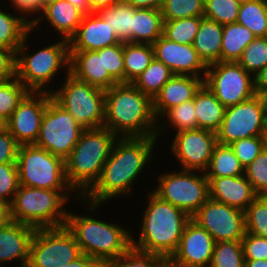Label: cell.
Instances as JSON below:
<instances>
[{
	"mask_svg": "<svg viewBox=\"0 0 267 267\" xmlns=\"http://www.w3.org/2000/svg\"><path fill=\"white\" fill-rule=\"evenodd\" d=\"M120 138L114 142L100 178L83 196L85 199L89 197L87 201L91 202V211L118 194L130 193L135 178L151 159L157 139L156 136Z\"/></svg>",
	"mask_w": 267,
	"mask_h": 267,
	"instance_id": "cell-1",
	"label": "cell"
},
{
	"mask_svg": "<svg viewBox=\"0 0 267 267\" xmlns=\"http://www.w3.org/2000/svg\"><path fill=\"white\" fill-rule=\"evenodd\" d=\"M153 111V99L132 83H118L105 90V120L103 127L116 136L158 137L159 128ZM157 128V129H156Z\"/></svg>",
	"mask_w": 267,
	"mask_h": 267,
	"instance_id": "cell-2",
	"label": "cell"
},
{
	"mask_svg": "<svg viewBox=\"0 0 267 267\" xmlns=\"http://www.w3.org/2000/svg\"><path fill=\"white\" fill-rule=\"evenodd\" d=\"M149 197L139 241L136 242L132 236V247L169 260L177 250L191 217L153 192L149 193Z\"/></svg>",
	"mask_w": 267,
	"mask_h": 267,
	"instance_id": "cell-3",
	"label": "cell"
},
{
	"mask_svg": "<svg viewBox=\"0 0 267 267\" xmlns=\"http://www.w3.org/2000/svg\"><path fill=\"white\" fill-rule=\"evenodd\" d=\"M108 128L84 129L70 155L65 159L66 180L71 189L85 195L100 178L115 139Z\"/></svg>",
	"mask_w": 267,
	"mask_h": 267,
	"instance_id": "cell-4",
	"label": "cell"
},
{
	"mask_svg": "<svg viewBox=\"0 0 267 267\" xmlns=\"http://www.w3.org/2000/svg\"><path fill=\"white\" fill-rule=\"evenodd\" d=\"M66 227L73 233L82 254L97 261L117 260L132 247L130 232L91 217L68 213Z\"/></svg>",
	"mask_w": 267,
	"mask_h": 267,
	"instance_id": "cell-5",
	"label": "cell"
},
{
	"mask_svg": "<svg viewBox=\"0 0 267 267\" xmlns=\"http://www.w3.org/2000/svg\"><path fill=\"white\" fill-rule=\"evenodd\" d=\"M63 190L73 189L48 190L19 185L11 203L12 221L35 229L65 226L68 212L61 208L68 197Z\"/></svg>",
	"mask_w": 267,
	"mask_h": 267,
	"instance_id": "cell-6",
	"label": "cell"
},
{
	"mask_svg": "<svg viewBox=\"0 0 267 267\" xmlns=\"http://www.w3.org/2000/svg\"><path fill=\"white\" fill-rule=\"evenodd\" d=\"M52 98L65 108L84 129L103 127L105 90L76 79L67 69L65 84Z\"/></svg>",
	"mask_w": 267,
	"mask_h": 267,
	"instance_id": "cell-7",
	"label": "cell"
},
{
	"mask_svg": "<svg viewBox=\"0 0 267 267\" xmlns=\"http://www.w3.org/2000/svg\"><path fill=\"white\" fill-rule=\"evenodd\" d=\"M27 38L28 34L16 52V78L29 91L42 92L45 91L43 86L45 88V84L57 74L58 69L64 65L69 68V41L63 39L29 56L25 53Z\"/></svg>",
	"mask_w": 267,
	"mask_h": 267,
	"instance_id": "cell-8",
	"label": "cell"
},
{
	"mask_svg": "<svg viewBox=\"0 0 267 267\" xmlns=\"http://www.w3.org/2000/svg\"><path fill=\"white\" fill-rule=\"evenodd\" d=\"M19 184L40 189H71L65 160L34 144L19 146L16 160ZM67 187V188H66Z\"/></svg>",
	"mask_w": 267,
	"mask_h": 267,
	"instance_id": "cell-9",
	"label": "cell"
},
{
	"mask_svg": "<svg viewBox=\"0 0 267 267\" xmlns=\"http://www.w3.org/2000/svg\"><path fill=\"white\" fill-rule=\"evenodd\" d=\"M83 130L73 116L51 97L34 145L65 160L77 144Z\"/></svg>",
	"mask_w": 267,
	"mask_h": 267,
	"instance_id": "cell-10",
	"label": "cell"
},
{
	"mask_svg": "<svg viewBox=\"0 0 267 267\" xmlns=\"http://www.w3.org/2000/svg\"><path fill=\"white\" fill-rule=\"evenodd\" d=\"M81 255V249L66 225L40 228L32 238L26 267H62Z\"/></svg>",
	"mask_w": 267,
	"mask_h": 267,
	"instance_id": "cell-11",
	"label": "cell"
},
{
	"mask_svg": "<svg viewBox=\"0 0 267 267\" xmlns=\"http://www.w3.org/2000/svg\"><path fill=\"white\" fill-rule=\"evenodd\" d=\"M159 180V186L153 193L161 200L180 208L190 217L209 199V181L205 172L203 176H197L193 170L164 173Z\"/></svg>",
	"mask_w": 267,
	"mask_h": 267,
	"instance_id": "cell-12",
	"label": "cell"
},
{
	"mask_svg": "<svg viewBox=\"0 0 267 267\" xmlns=\"http://www.w3.org/2000/svg\"><path fill=\"white\" fill-rule=\"evenodd\" d=\"M250 76L238 62L220 61L207 65L204 84L227 108L256 95Z\"/></svg>",
	"mask_w": 267,
	"mask_h": 267,
	"instance_id": "cell-13",
	"label": "cell"
},
{
	"mask_svg": "<svg viewBox=\"0 0 267 267\" xmlns=\"http://www.w3.org/2000/svg\"><path fill=\"white\" fill-rule=\"evenodd\" d=\"M266 110L260 95L227 107L223 122L216 132L217 143L230 145L232 142L252 136H265Z\"/></svg>",
	"mask_w": 267,
	"mask_h": 267,
	"instance_id": "cell-14",
	"label": "cell"
},
{
	"mask_svg": "<svg viewBox=\"0 0 267 267\" xmlns=\"http://www.w3.org/2000/svg\"><path fill=\"white\" fill-rule=\"evenodd\" d=\"M215 242L241 241L245 235L244 211L209 198L191 217Z\"/></svg>",
	"mask_w": 267,
	"mask_h": 267,
	"instance_id": "cell-15",
	"label": "cell"
},
{
	"mask_svg": "<svg viewBox=\"0 0 267 267\" xmlns=\"http://www.w3.org/2000/svg\"><path fill=\"white\" fill-rule=\"evenodd\" d=\"M50 92L48 88L39 93L29 91L4 124L20 146L35 144L44 112L52 97ZM35 94L38 96L37 100L34 98Z\"/></svg>",
	"mask_w": 267,
	"mask_h": 267,
	"instance_id": "cell-16",
	"label": "cell"
},
{
	"mask_svg": "<svg viewBox=\"0 0 267 267\" xmlns=\"http://www.w3.org/2000/svg\"><path fill=\"white\" fill-rule=\"evenodd\" d=\"M216 144L215 132L198 128L177 132L171 150L181 162L183 170L206 171Z\"/></svg>",
	"mask_w": 267,
	"mask_h": 267,
	"instance_id": "cell-17",
	"label": "cell"
},
{
	"mask_svg": "<svg viewBox=\"0 0 267 267\" xmlns=\"http://www.w3.org/2000/svg\"><path fill=\"white\" fill-rule=\"evenodd\" d=\"M215 240L192 219L185 226L177 250L168 260L177 267H210Z\"/></svg>",
	"mask_w": 267,
	"mask_h": 267,
	"instance_id": "cell-18",
	"label": "cell"
},
{
	"mask_svg": "<svg viewBox=\"0 0 267 267\" xmlns=\"http://www.w3.org/2000/svg\"><path fill=\"white\" fill-rule=\"evenodd\" d=\"M152 45L154 57L171 69L174 75L200 77L198 73L203 70V79H205L207 65L192 45L176 43L163 35Z\"/></svg>",
	"mask_w": 267,
	"mask_h": 267,
	"instance_id": "cell-19",
	"label": "cell"
},
{
	"mask_svg": "<svg viewBox=\"0 0 267 267\" xmlns=\"http://www.w3.org/2000/svg\"><path fill=\"white\" fill-rule=\"evenodd\" d=\"M121 43L97 12L83 15L76 33L69 39V51H97Z\"/></svg>",
	"mask_w": 267,
	"mask_h": 267,
	"instance_id": "cell-20",
	"label": "cell"
},
{
	"mask_svg": "<svg viewBox=\"0 0 267 267\" xmlns=\"http://www.w3.org/2000/svg\"><path fill=\"white\" fill-rule=\"evenodd\" d=\"M69 73L76 79L107 90L118 83L105 71L104 48L97 51H69Z\"/></svg>",
	"mask_w": 267,
	"mask_h": 267,
	"instance_id": "cell-21",
	"label": "cell"
},
{
	"mask_svg": "<svg viewBox=\"0 0 267 267\" xmlns=\"http://www.w3.org/2000/svg\"><path fill=\"white\" fill-rule=\"evenodd\" d=\"M207 179L209 198L242 211L259 196L244 175Z\"/></svg>",
	"mask_w": 267,
	"mask_h": 267,
	"instance_id": "cell-22",
	"label": "cell"
},
{
	"mask_svg": "<svg viewBox=\"0 0 267 267\" xmlns=\"http://www.w3.org/2000/svg\"><path fill=\"white\" fill-rule=\"evenodd\" d=\"M204 84V79L197 76L173 75L153 99L155 117L183 102L194 99L195 93Z\"/></svg>",
	"mask_w": 267,
	"mask_h": 267,
	"instance_id": "cell-23",
	"label": "cell"
},
{
	"mask_svg": "<svg viewBox=\"0 0 267 267\" xmlns=\"http://www.w3.org/2000/svg\"><path fill=\"white\" fill-rule=\"evenodd\" d=\"M36 232L34 227L12 221L0 228V264L1 262L20 260L26 267L29 259L30 245Z\"/></svg>",
	"mask_w": 267,
	"mask_h": 267,
	"instance_id": "cell-24",
	"label": "cell"
},
{
	"mask_svg": "<svg viewBox=\"0 0 267 267\" xmlns=\"http://www.w3.org/2000/svg\"><path fill=\"white\" fill-rule=\"evenodd\" d=\"M42 13L41 17L28 20L31 23V31L42 18L46 17L51 26L68 41L76 33L84 15L67 0H46Z\"/></svg>",
	"mask_w": 267,
	"mask_h": 267,
	"instance_id": "cell-25",
	"label": "cell"
},
{
	"mask_svg": "<svg viewBox=\"0 0 267 267\" xmlns=\"http://www.w3.org/2000/svg\"><path fill=\"white\" fill-rule=\"evenodd\" d=\"M223 25L203 17L192 46L206 65L220 62Z\"/></svg>",
	"mask_w": 267,
	"mask_h": 267,
	"instance_id": "cell-26",
	"label": "cell"
},
{
	"mask_svg": "<svg viewBox=\"0 0 267 267\" xmlns=\"http://www.w3.org/2000/svg\"><path fill=\"white\" fill-rule=\"evenodd\" d=\"M197 129L217 132L223 122L225 107L210 89L203 84L194 96Z\"/></svg>",
	"mask_w": 267,
	"mask_h": 267,
	"instance_id": "cell-27",
	"label": "cell"
},
{
	"mask_svg": "<svg viewBox=\"0 0 267 267\" xmlns=\"http://www.w3.org/2000/svg\"><path fill=\"white\" fill-rule=\"evenodd\" d=\"M256 36L237 22L223 25L220 61L238 62L243 50Z\"/></svg>",
	"mask_w": 267,
	"mask_h": 267,
	"instance_id": "cell-28",
	"label": "cell"
},
{
	"mask_svg": "<svg viewBox=\"0 0 267 267\" xmlns=\"http://www.w3.org/2000/svg\"><path fill=\"white\" fill-rule=\"evenodd\" d=\"M161 10L136 9L133 12V43L153 44L162 36Z\"/></svg>",
	"mask_w": 267,
	"mask_h": 267,
	"instance_id": "cell-29",
	"label": "cell"
},
{
	"mask_svg": "<svg viewBox=\"0 0 267 267\" xmlns=\"http://www.w3.org/2000/svg\"><path fill=\"white\" fill-rule=\"evenodd\" d=\"M135 10V8L122 1L100 9L97 13L114 29L120 42L133 43V12Z\"/></svg>",
	"mask_w": 267,
	"mask_h": 267,
	"instance_id": "cell-30",
	"label": "cell"
},
{
	"mask_svg": "<svg viewBox=\"0 0 267 267\" xmlns=\"http://www.w3.org/2000/svg\"><path fill=\"white\" fill-rule=\"evenodd\" d=\"M124 83H132L154 59L151 44L123 43Z\"/></svg>",
	"mask_w": 267,
	"mask_h": 267,
	"instance_id": "cell-31",
	"label": "cell"
},
{
	"mask_svg": "<svg viewBox=\"0 0 267 267\" xmlns=\"http://www.w3.org/2000/svg\"><path fill=\"white\" fill-rule=\"evenodd\" d=\"M205 174L207 178L236 177L244 175V167L230 145L217 143Z\"/></svg>",
	"mask_w": 267,
	"mask_h": 267,
	"instance_id": "cell-32",
	"label": "cell"
},
{
	"mask_svg": "<svg viewBox=\"0 0 267 267\" xmlns=\"http://www.w3.org/2000/svg\"><path fill=\"white\" fill-rule=\"evenodd\" d=\"M31 32V23L25 16H12L0 10V47L17 52L25 36Z\"/></svg>",
	"mask_w": 267,
	"mask_h": 267,
	"instance_id": "cell-33",
	"label": "cell"
},
{
	"mask_svg": "<svg viewBox=\"0 0 267 267\" xmlns=\"http://www.w3.org/2000/svg\"><path fill=\"white\" fill-rule=\"evenodd\" d=\"M173 75L171 69L154 57L150 65L137 76L132 84L143 94L154 99Z\"/></svg>",
	"mask_w": 267,
	"mask_h": 267,
	"instance_id": "cell-34",
	"label": "cell"
},
{
	"mask_svg": "<svg viewBox=\"0 0 267 267\" xmlns=\"http://www.w3.org/2000/svg\"><path fill=\"white\" fill-rule=\"evenodd\" d=\"M237 23L256 37H267V0H249L239 8Z\"/></svg>",
	"mask_w": 267,
	"mask_h": 267,
	"instance_id": "cell-35",
	"label": "cell"
},
{
	"mask_svg": "<svg viewBox=\"0 0 267 267\" xmlns=\"http://www.w3.org/2000/svg\"><path fill=\"white\" fill-rule=\"evenodd\" d=\"M203 16L163 20L162 35L176 43L192 45Z\"/></svg>",
	"mask_w": 267,
	"mask_h": 267,
	"instance_id": "cell-36",
	"label": "cell"
},
{
	"mask_svg": "<svg viewBox=\"0 0 267 267\" xmlns=\"http://www.w3.org/2000/svg\"><path fill=\"white\" fill-rule=\"evenodd\" d=\"M29 90L15 77L0 82V124L4 125Z\"/></svg>",
	"mask_w": 267,
	"mask_h": 267,
	"instance_id": "cell-37",
	"label": "cell"
},
{
	"mask_svg": "<svg viewBox=\"0 0 267 267\" xmlns=\"http://www.w3.org/2000/svg\"><path fill=\"white\" fill-rule=\"evenodd\" d=\"M210 267H245L241 241L215 242Z\"/></svg>",
	"mask_w": 267,
	"mask_h": 267,
	"instance_id": "cell-38",
	"label": "cell"
},
{
	"mask_svg": "<svg viewBox=\"0 0 267 267\" xmlns=\"http://www.w3.org/2000/svg\"><path fill=\"white\" fill-rule=\"evenodd\" d=\"M238 63L254 76L267 65V37H256L243 50Z\"/></svg>",
	"mask_w": 267,
	"mask_h": 267,
	"instance_id": "cell-39",
	"label": "cell"
},
{
	"mask_svg": "<svg viewBox=\"0 0 267 267\" xmlns=\"http://www.w3.org/2000/svg\"><path fill=\"white\" fill-rule=\"evenodd\" d=\"M244 213L246 233L267 238V196H258Z\"/></svg>",
	"mask_w": 267,
	"mask_h": 267,
	"instance_id": "cell-40",
	"label": "cell"
},
{
	"mask_svg": "<svg viewBox=\"0 0 267 267\" xmlns=\"http://www.w3.org/2000/svg\"><path fill=\"white\" fill-rule=\"evenodd\" d=\"M160 10L163 20L203 16L204 0H164Z\"/></svg>",
	"mask_w": 267,
	"mask_h": 267,
	"instance_id": "cell-41",
	"label": "cell"
},
{
	"mask_svg": "<svg viewBox=\"0 0 267 267\" xmlns=\"http://www.w3.org/2000/svg\"><path fill=\"white\" fill-rule=\"evenodd\" d=\"M240 5L235 0H204L203 17L221 25L237 21Z\"/></svg>",
	"mask_w": 267,
	"mask_h": 267,
	"instance_id": "cell-42",
	"label": "cell"
},
{
	"mask_svg": "<svg viewBox=\"0 0 267 267\" xmlns=\"http://www.w3.org/2000/svg\"><path fill=\"white\" fill-rule=\"evenodd\" d=\"M244 176L259 196H267V149L244 168Z\"/></svg>",
	"mask_w": 267,
	"mask_h": 267,
	"instance_id": "cell-43",
	"label": "cell"
},
{
	"mask_svg": "<svg viewBox=\"0 0 267 267\" xmlns=\"http://www.w3.org/2000/svg\"><path fill=\"white\" fill-rule=\"evenodd\" d=\"M170 125L176 127L177 132L197 129L194 99L183 102L165 113Z\"/></svg>",
	"mask_w": 267,
	"mask_h": 267,
	"instance_id": "cell-44",
	"label": "cell"
},
{
	"mask_svg": "<svg viewBox=\"0 0 267 267\" xmlns=\"http://www.w3.org/2000/svg\"><path fill=\"white\" fill-rule=\"evenodd\" d=\"M235 156L246 168L265 148V136H252L230 144Z\"/></svg>",
	"mask_w": 267,
	"mask_h": 267,
	"instance_id": "cell-45",
	"label": "cell"
},
{
	"mask_svg": "<svg viewBox=\"0 0 267 267\" xmlns=\"http://www.w3.org/2000/svg\"><path fill=\"white\" fill-rule=\"evenodd\" d=\"M166 260L160 256L131 247L114 262L119 267H160Z\"/></svg>",
	"mask_w": 267,
	"mask_h": 267,
	"instance_id": "cell-46",
	"label": "cell"
},
{
	"mask_svg": "<svg viewBox=\"0 0 267 267\" xmlns=\"http://www.w3.org/2000/svg\"><path fill=\"white\" fill-rule=\"evenodd\" d=\"M19 185L17 164H0V200L12 203Z\"/></svg>",
	"mask_w": 267,
	"mask_h": 267,
	"instance_id": "cell-47",
	"label": "cell"
},
{
	"mask_svg": "<svg viewBox=\"0 0 267 267\" xmlns=\"http://www.w3.org/2000/svg\"><path fill=\"white\" fill-rule=\"evenodd\" d=\"M104 63L105 71H108L110 76L117 83H124V58L122 42L112 46L104 47Z\"/></svg>",
	"mask_w": 267,
	"mask_h": 267,
	"instance_id": "cell-48",
	"label": "cell"
},
{
	"mask_svg": "<svg viewBox=\"0 0 267 267\" xmlns=\"http://www.w3.org/2000/svg\"><path fill=\"white\" fill-rule=\"evenodd\" d=\"M245 260H267V238L245 232L241 240Z\"/></svg>",
	"mask_w": 267,
	"mask_h": 267,
	"instance_id": "cell-49",
	"label": "cell"
},
{
	"mask_svg": "<svg viewBox=\"0 0 267 267\" xmlns=\"http://www.w3.org/2000/svg\"><path fill=\"white\" fill-rule=\"evenodd\" d=\"M19 144L4 126H0V164L16 163Z\"/></svg>",
	"mask_w": 267,
	"mask_h": 267,
	"instance_id": "cell-50",
	"label": "cell"
},
{
	"mask_svg": "<svg viewBox=\"0 0 267 267\" xmlns=\"http://www.w3.org/2000/svg\"><path fill=\"white\" fill-rule=\"evenodd\" d=\"M16 77V52L0 47V82Z\"/></svg>",
	"mask_w": 267,
	"mask_h": 267,
	"instance_id": "cell-51",
	"label": "cell"
},
{
	"mask_svg": "<svg viewBox=\"0 0 267 267\" xmlns=\"http://www.w3.org/2000/svg\"><path fill=\"white\" fill-rule=\"evenodd\" d=\"M14 6L22 13H35L43 11L46 0H12Z\"/></svg>",
	"mask_w": 267,
	"mask_h": 267,
	"instance_id": "cell-52",
	"label": "cell"
},
{
	"mask_svg": "<svg viewBox=\"0 0 267 267\" xmlns=\"http://www.w3.org/2000/svg\"><path fill=\"white\" fill-rule=\"evenodd\" d=\"M252 78L254 79L255 94L262 96L267 92V65Z\"/></svg>",
	"mask_w": 267,
	"mask_h": 267,
	"instance_id": "cell-53",
	"label": "cell"
},
{
	"mask_svg": "<svg viewBox=\"0 0 267 267\" xmlns=\"http://www.w3.org/2000/svg\"><path fill=\"white\" fill-rule=\"evenodd\" d=\"M135 9H158L160 10L164 0H122Z\"/></svg>",
	"mask_w": 267,
	"mask_h": 267,
	"instance_id": "cell-54",
	"label": "cell"
},
{
	"mask_svg": "<svg viewBox=\"0 0 267 267\" xmlns=\"http://www.w3.org/2000/svg\"><path fill=\"white\" fill-rule=\"evenodd\" d=\"M97 262L96 259L89 257L86 254H82L76 260L66 263L62 267H95Z\"/></svg>",
	"mask_w": 267,
	"mask_h": 267,
	"instance_id": "cell-55",
	"label": "cell"
},
{
	"mask_svg": "<svg viewBox=\"0 0 267 267\" xmlns=\"http://www.w3.org/2000/svg\"><path fill=\"white\" fill-rule=\"evenodd\" d=\"M12 222L11 203L0 200V228Z\"/></svg>",
	"mask_w": 267,
	"mask_h": 267,
	"instance_id": "cell-56",
	"label": "cell"
},
{
	"mask_svg": "<svg viewBox=\"0 0 267 267\" xmlns=\"http://www.w3.org/2000/svg\"><path fill=\"white\" fill-rule=\"evenodd\" d=\"M119 2H122V0H89V5L92 12H98L100 9L107 8Z\"/></svg>",
	"mask_w": 267,
	"mask_h": 267,
	"instance_id": "cell-57",
	"label": "cell"
},
{
	"mask_svg": "<svg viewBox=\"0 0 267 267\" xmlns=\"http://www.w3.org/2000/svg\"><path fill=\"white\" fill-rule=\"evenodd\" d=\"M72 5H74L77 9H79L84 15L93 13L90 5L89 0H67Z\"/></svg>",
	"mask_w": 267,
	"mask_h": 267,
	"instance_id": "cell-58",
	"label": "cell"
},
{
	"mask_svg": "<svg viewBox=\"0 0 267 267\" xmlns=\"http://www.w3.org/2000/svg\"><path fill=\"white\" fill-rule=\"evenodd\" d=\"M245 267H267V260H245Z\"/></svg>",
	"mask_w": 267,
	"mask_h": 267,
	"instance_id": "cell-59",
	"label": "cell"
},
{
	"mask_svg": "<svg viewBox=\"0 0 267 267\" xmlns=\"http://www.w3.org/2000/svg\"><path fill=\"white\" fill-rule=\"evenodd\" d=\"M95 267H119L114 261H98Z\"/></svg>",
	"mask_w": 267,
	"mask_h": 267,
	"instance_id": "cell-60",
	"label": "cell"
},
{
	"mask_svg": "<svg viewBox=\"0 0 267 267\" xmlns=\"http://www.w3.org/2000/svg\"><path fill=\"white\" fill-rule=\"evenodd\" d=\"M261 97L263 99L265 110H266V114H267V92H265Z\"/></svg>",
	"mask_w": 267,
	"mask_h": 267,
	"instance_id": "cell-61",
	"label": "cell"
},
{
	"mask_svg": "<svg viewBox=\"0 0 267 267\" xmlns=\"http://www.w3.org/2000/svg\"><path fill=\"white\" fill-rule=\"evenodd\" d=\"M160 267H177V266H174L168 260H166Z\"/></svg>",
	"mask_w": 267,
	"mask_h": 267,
	"instance_id": "cell-62",
	"label": "cell"
},
{
	"mask_svg": "<svg viewBox=\"0 0 267 267\" xmlns=\"http://www.w3.org/2000/svg\"><path fill=\"white\" fill-rule=\"evenodd\" d=\"M235 1L238 2L239 4H242V3H245V2H247L249 0H235Z\"/></svg>",
	"mask_w": 267,
	"mask_h": 267,
	"instance_id": "cell-63",
	"label": "cell"
},
{
	"mask_svg": "<svg viewBox=\"0 0 267 267\" xmlns=\"http://www.w3.org/2000/svg\"><path fill=\"white\" fill-rule=\"evenodd\" d=\"M265 136H267V116H266V131H265Z\"/></svg>",
	"mask_w": 267,
	"mask_h": 267,
	"instance_id": "cell-64",
	"label": "cell"
},
{
	"mask_svg": "<svg viewBox=\"0 0 267 267\" xmlns=\"http://www.w3.org/2000/svg\"><path fill=\"white\" fill-rule=\"evenodd\" d=\"M265 148L267 149V136H265Z\"/></svg>",
	"mask_w": 267,
	"mask_h": 267,
	"instance_id": "cell-65",
	"label": "cell"
}]
</instances>
